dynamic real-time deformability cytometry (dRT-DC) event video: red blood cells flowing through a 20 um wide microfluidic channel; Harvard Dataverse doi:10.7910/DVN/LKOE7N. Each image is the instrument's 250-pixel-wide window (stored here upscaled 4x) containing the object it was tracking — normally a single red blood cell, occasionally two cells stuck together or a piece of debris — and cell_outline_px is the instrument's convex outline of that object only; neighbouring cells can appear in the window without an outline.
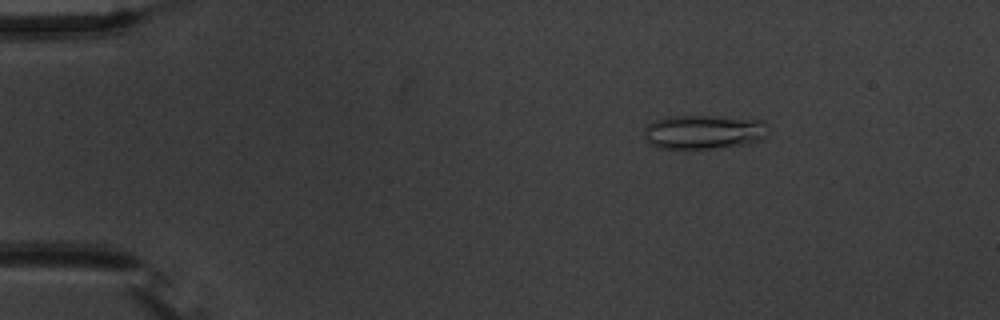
{"species": "common noctule bat (a hibernating species)", "species_latin": "Nyctalus noctula", "temperature_condition": "warm", "stored_images_in_passage": 55, "camera_frame_rate_fps": 3000, "um_per_image_px": 0.085, "animal": {"sex": "male", "body_mass_g": 20.1, "forearm_length_mm": 53.5}, "frame": {"image": 1, "passage_image": 9, "time_ms": 2.667, "image_size_px": [1000, 320], "cell_outline_px": [[764, 140], [752, 144], [684, 152], [656, 148], [648, 144], [644, 140], [644, 128], [652, 120], [672, 116], [724, 116], [764, 120]], "centroid_in_image_um": [59.73, 11.27], "position_along_channel_um": 25.3, "area_um2": 26.01}}
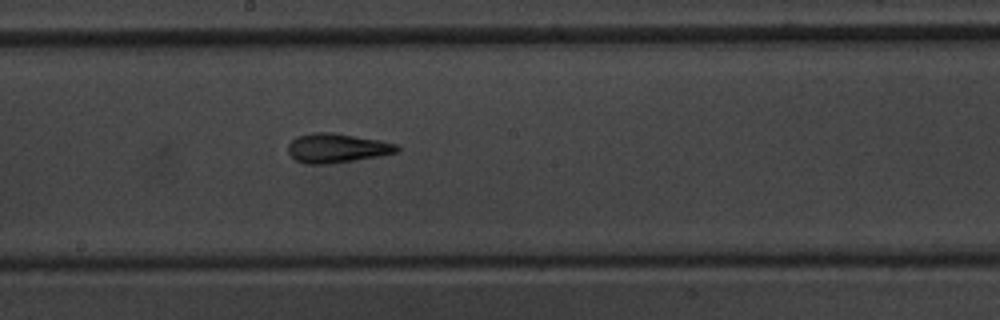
{"frame": {"image": 2, "passage_image": 31, "time_ms": 10.0, "image_size_px": [1000, 320], "cell_outline_px": [[400, 152], [380, 156], [328, 164], [304, 164], [296, 160], [288, 152], [288, 144], [296, 136], [316, 132], [332, 132], [380, 140], [396, 144], [400, 148]], "centroid_in_image_um": [28.64, 12.59], "position_along_channel_um": 219.6, "area_um2": 18.67}}
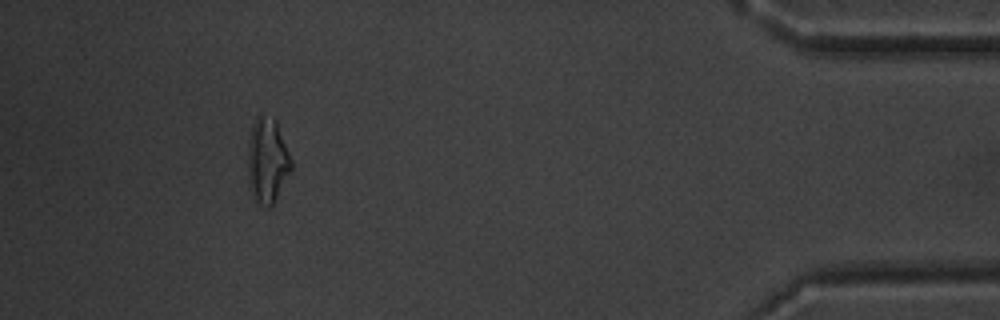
{"frame": {"image": 3, "passage_image": 51, "time_ms": 16.667, "image_size_px": [1000, 320], "cell_outline_px": [[292, 168], [272, 208], [268, 208], [260, 204], [252, 196], [248, 184], [248, 148], [252, 124], [256, 116], [260, 112], [276, 120], [292, 160]], "centroid_in_image_um": [22.72, 13.66], "position_along_channel_um": 412.5, "area_um2": 21.85}, "authors_computed_cell_mechanics": {"area_um2": 18.8428, "velocity_mm_per_s": 3.7074, "shape_relaxation_time_tau1_ms": null, "shape_relaxation_time_tau2_ms": 1.9025, "deformation_change_tau1": null, "deformation_change_tau2": 0.1029}}